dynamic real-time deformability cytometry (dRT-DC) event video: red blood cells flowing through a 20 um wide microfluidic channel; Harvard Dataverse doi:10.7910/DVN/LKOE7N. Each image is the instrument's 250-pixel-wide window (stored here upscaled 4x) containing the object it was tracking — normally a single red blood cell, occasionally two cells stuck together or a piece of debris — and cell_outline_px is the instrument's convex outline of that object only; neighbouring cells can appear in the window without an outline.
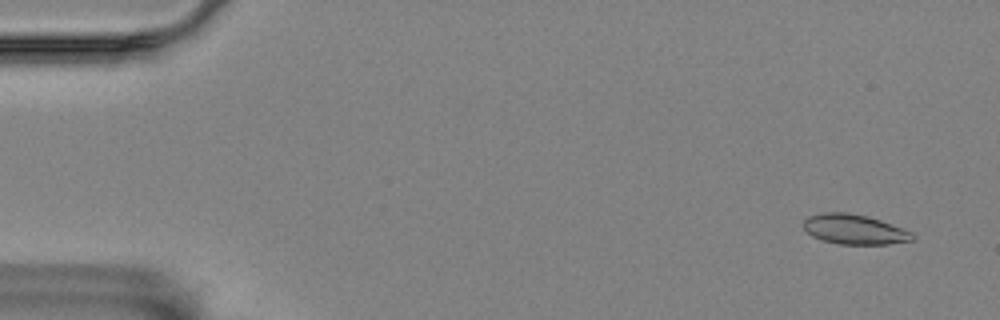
{"species": "Egyptian fruit bat (a non-hibernating species)", "species_latin": "Rousettus aegyptiacus", "temperature_condition": "room temperature", "stored_images_in_passage": 4, "segment_of_instrument_passage": [1, 2], "camera_frame_rate_fps": 3000, "um_per_image_px": 0.085, "animal": {"sex": "female"}, "frame": {"image": 1, "passage_image": 1, "time_ms": 0.0, "image_size_px": [1000, 320], "cell_outline_px": [[916, 236], [912, 240], [888, 244], [840, 244], [824, 240], [812, 236], [804, 228], [804, 220], [808, 216], [824, 212], [848, 212], [868, 216], [880, 220], [912, 232]], "centroid_in_image_um": [72.63, 19.48], "position_along_channel_um": 12.4, "area_um2": 18.84}}